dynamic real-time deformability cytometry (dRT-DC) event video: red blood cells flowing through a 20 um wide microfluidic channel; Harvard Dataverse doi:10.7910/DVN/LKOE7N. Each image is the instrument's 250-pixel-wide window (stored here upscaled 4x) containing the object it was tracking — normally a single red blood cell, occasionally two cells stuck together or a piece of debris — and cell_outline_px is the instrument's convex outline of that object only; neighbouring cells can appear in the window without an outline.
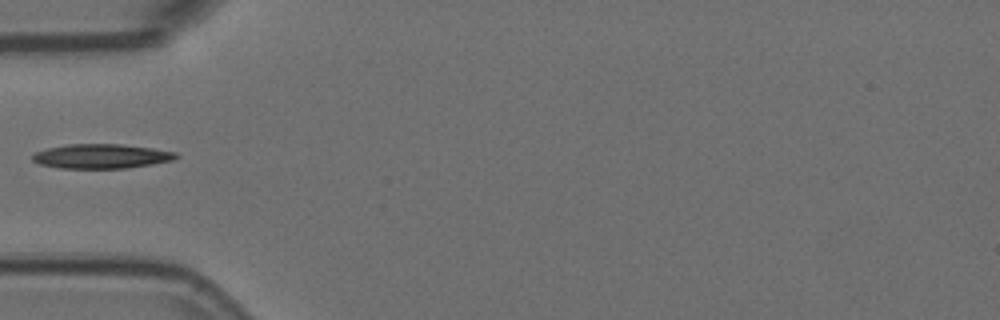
{"species": "Egyptian fruit bat (a non-hibernating species)", "species_latin": "Rousettus aegyptiacus", "temperature_condition": "room temperature", "stored_images_in_passage": 5, "camera_frame_rate_fps": 3000, "um_per_image_px": 0.085, "animal": {"sex": "female"}, "frame": {"image": 1, "passage_image": 5, "time_ms": 1.333, "image_size_px": [1000, 320], "cell_outline_px": [[180, 156], [172, 160], [152, 164], [128, 168], [60, 168], [40, 164], [32, 160], [32, 156], [36, 152], [48, 148], [68, 144], [120, 144], [152, 148], [176, 152]], "centroid_in_image_um": [8.63, 13.28], "position_along_channel_um": 76.4, "area_um2": 20.35}}